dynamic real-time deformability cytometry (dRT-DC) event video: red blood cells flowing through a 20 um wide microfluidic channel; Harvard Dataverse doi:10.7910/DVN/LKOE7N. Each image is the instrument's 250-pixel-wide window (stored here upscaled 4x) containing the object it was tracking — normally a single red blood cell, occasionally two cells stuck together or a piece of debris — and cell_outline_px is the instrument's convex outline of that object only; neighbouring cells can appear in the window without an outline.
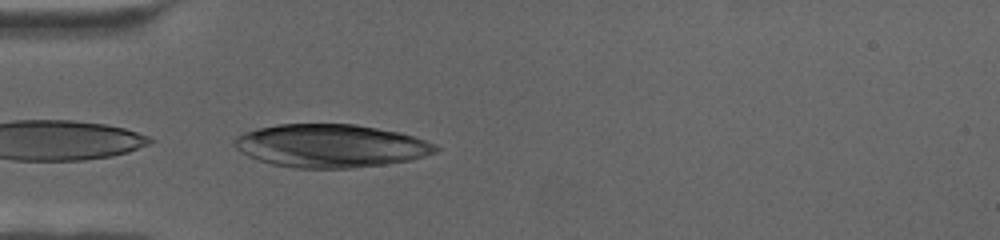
{"species": "human", "species_latin": "Homo sapiens", "temperature_condition": "cold", "stored_images_in_passage": 44, "camera_frame_rate_fps": 3000, "um_per_image_px": 0.085, "donor": {"sex": "female"}, "frame": {"image": 1, "passage_image": 1, "time_ms": 0.0, "image_size_px": [1000, 240], "cell_outline_px": [[440, 148], [436, 152], [424, 156], [408, 160], [384, 164], [352, 168], [296, 168], [272, 164], [256, 160], [240, 152], [232, 144], [232, 140], [236, 136], [244, 132], [256, 128], [280, 124], [356, 124], [400, 132], [424, 140]], "centroid_in_image_um": [28.04, 12.39], "position_along_channel_um": 57.0, "area_um2": 50.63}}
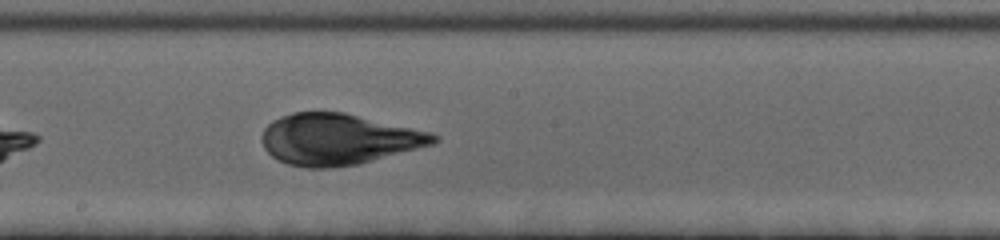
{"frame": {"image": 2, "passage_image": 18, "time_ms": 5.667, "image_size_px": [1000, 240], "cell_outline_px": [[440, 140], [432, 144], [360, 164], [332, 168], [304, 168], [288, 164], [272, 156], [264, 148], [260, 140], [260, 136], [264, 128], [272, 120], [280, 116], [292, 112], [344, 112], [432, 132], [440, 136]], "centroid_in_image_um": [28.74, 11.84], "position_along_channel_um": 219.5, "area_um2": 51.44}}
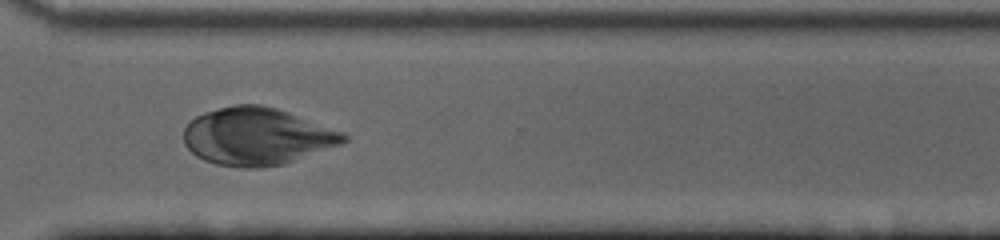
{"frame": {"image": 3, "passage_image": 31, "time_ms": 10.0, "image_size_px": [1000, 240], "cell_outline_px": [[348, 140], [340, 144], [284, 164], [256, 168], [244, 168], [216, 164], [204, 160], [196, 156], [184, 144], [184, 128], [196, 116], [204, 112], [236, 104], [260, 104], [276, 108], [288, 112], [344, 132], [348, 136]], "centroid_in_image_um": [21.83, 11.59], "position_along_channel_um": 348.8, "area_um2": 53.23}}